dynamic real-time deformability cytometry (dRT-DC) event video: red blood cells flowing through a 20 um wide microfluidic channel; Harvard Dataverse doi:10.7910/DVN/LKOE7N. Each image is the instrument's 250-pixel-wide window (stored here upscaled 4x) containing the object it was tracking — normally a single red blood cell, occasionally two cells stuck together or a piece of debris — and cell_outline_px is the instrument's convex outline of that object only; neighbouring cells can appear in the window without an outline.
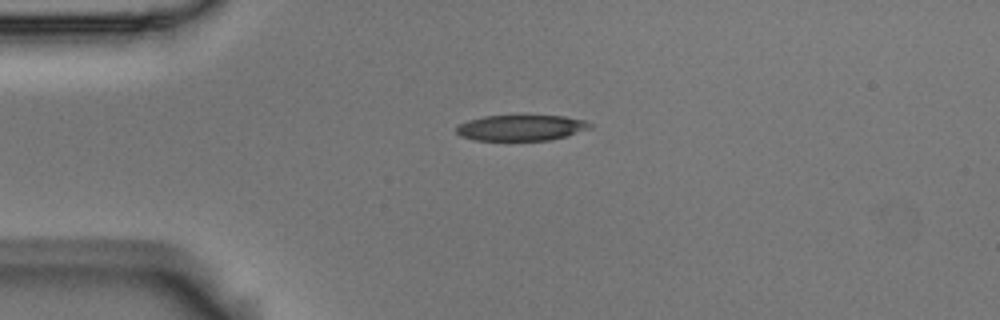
{"species": "Egyptian fruit bat (a non-hibernating species)", "species_latin": "Rousettus aegyptiacus", "temperature_condition": "room temperature", "stored_images_in_passage": 2, "camera_frame_rate_fps": 3000, "um_per_image_px": 0.085, "animal": {"sex": "male"}, "frame": {"image": 1, "passage_image": 1, "time_ms": 0.0, "image_size_px": [1000, 320], "cell_outline_px": [[592, 128], [564, 136], [548, 140], [472, 140], [460, 136], [456, 132], [456, 128], [460, 124], [468, 120], [484, 116], [564, 116], [584, 120], [592, 124]], "centroid_in_image_um": [44.27, 10.86], "position_along_channel_um": 40.7, "area_um2": 19.88}}